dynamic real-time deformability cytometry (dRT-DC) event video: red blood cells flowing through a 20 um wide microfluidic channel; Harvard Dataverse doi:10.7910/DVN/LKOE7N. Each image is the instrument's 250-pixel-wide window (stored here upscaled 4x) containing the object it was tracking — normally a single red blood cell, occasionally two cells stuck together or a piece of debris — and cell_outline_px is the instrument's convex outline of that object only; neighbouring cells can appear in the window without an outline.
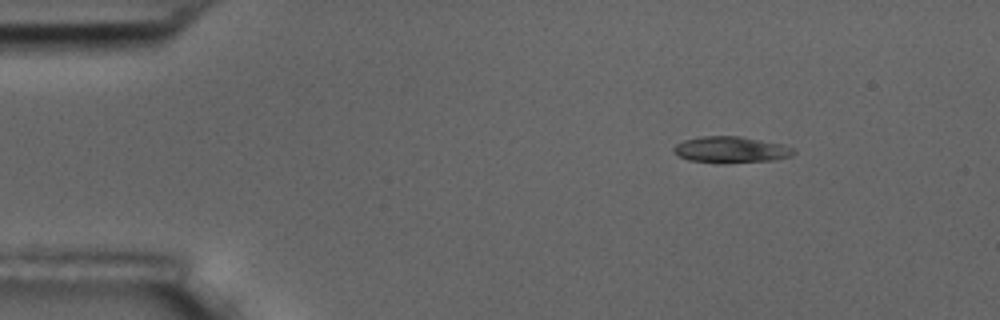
{"species": "common noctule bat (a hibernating species)", "species_latin": "Nyctalus noctula", "temperature_condition": "room temperature", "stored_images_in_passage": 4, "camera_frame_rate_fps": 3000, "um_per_image_px": 0.085, "animal": {"sex": "male", "body_mass_g": 17.5, "forearm_length_mm": 52.3}, "frame": {"image": 1, "passage_image": 2, "time_ms": 1.333, "image_size_px": [1000, 320], "cell_outline_px": [[796, 152], [792, 156], [772, 160], [724, 164], [720, 164], [688, 160], [672, 152], [672, 148], [676, 144], [684, 140], [700, 136], [740, 136], [780, 144], [796, 148]], "centroid_in_image_um": [62.11, 12.74], "position_along_channel_um": 22.9, "area_um2": 18.67}}
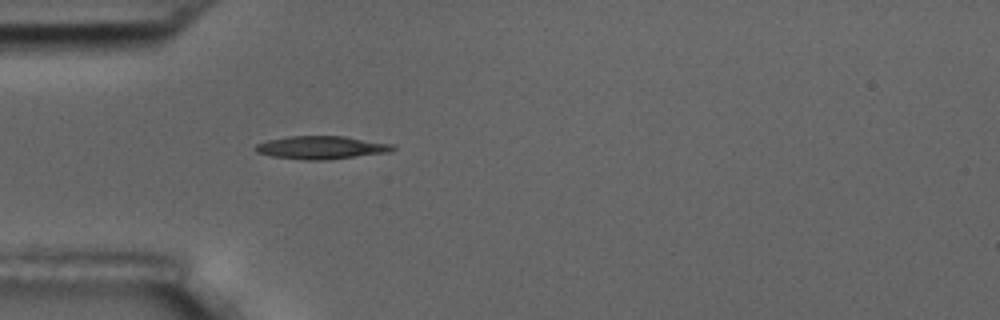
{"frame": {"image": 2, "passage_image": 4, "time_ms": 4.333, "image_size_px": [1000, 320], "cell_outline_px": [[396, 148], [388, 152], [324, 160], [308, 160], [272, 156], [256, 152], [252, 148], [256, 144], [268, 140], [288, 136], [344, 136], [396, 144]], "centroid_in_image_um": [27.31, 12.53], "position_along_channel_um": 57.7, "area_um2": 18.44}}